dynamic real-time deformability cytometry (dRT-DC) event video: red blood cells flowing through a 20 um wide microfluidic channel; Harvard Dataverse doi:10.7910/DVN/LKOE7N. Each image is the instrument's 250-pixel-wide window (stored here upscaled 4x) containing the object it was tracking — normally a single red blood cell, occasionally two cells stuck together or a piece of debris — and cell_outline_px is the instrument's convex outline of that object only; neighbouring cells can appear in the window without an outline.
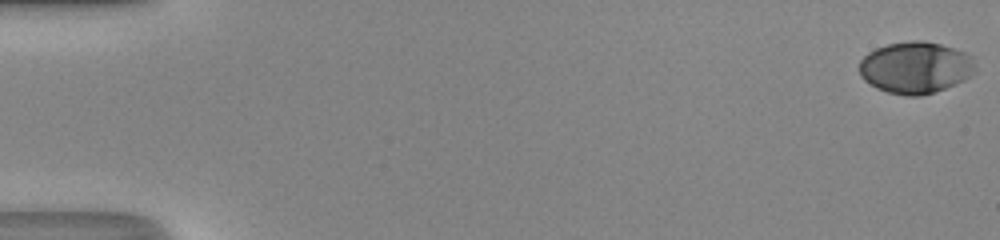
{"species": "human", "species_latin": "Homo sapiens", "temperature_condition": "room temperature", "stored_images_in_passage": 50, "camera_frame_rate_fps": 3000, "um_per_image_px": 0.085, "donor": {"sex": "male"}, "frame": {"image": 1, "passage_image": 1, "time_ms": 0.0, "image_size_px": [1000, 240], "cell_outline_px": [[976, 72], [964, 80], [944, 88], [920, 96], [908, 96], [888, 92], [876, 88], [864, 80], [860, 76], [860, 60], [868, 52], [876, 48], [888, 44], [912, 40], [920, 40], [940, 44], [964, 52], [972, 56]], "centroid_in_image_um": [77.8, 5.74], "position_along_channel_um": 7.2, "area_um2": 34.85}}
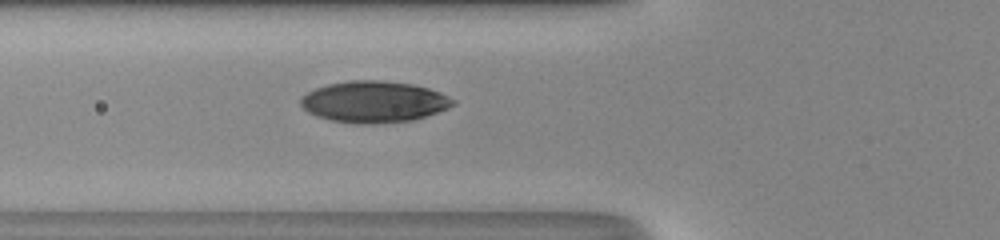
{"frame": {"image": 2, "passage_image": 20, "time_ms": 6.333, "image_size_px": [1000, 240], "cell_outline_px": [[456, 104], [448, 108], [412, 120], [376, 124], [356, 124], [332, 120], [316, 116], [308, 112], [300, 104], [300, 100], [308, 92], [316, 88], [328, 84], [348, 80], [380, 80], [412, 84], [428, 88], [440, 92], [456, 100]], "centroid_in_image_um": [31.79, 8.65], "position_along_channel_um": 94.0, "area_um2": 36.7}}
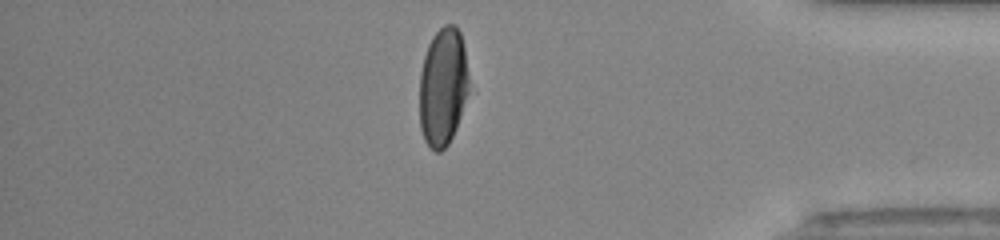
{"frame": {"image": 3, "passage_image": 43, "time_ms": 14.0, "image_size_px": [1000, 240], "cell_outline_px": [[468, 92], [456, 128], [448, 144], [440, 152], [436, 152], [424, 140], [420, 128], [420, 72], [424, 56], [428, 44], [432, 36], [444, 24], [456, 24], [460, 32], [464, 48], [468, 76]], "centroid_in_image_um": [37.64, 7.35], "position_along_channel_um": 397.6, "area_um2": 33.99}, "authors_computed_cell_mechanics": {"area_um2": 35.4314, "velocity_mm_per_s": 4.3379, "shape_relaxation_time_tau1_ms": 3.2875, "shape_relaxation_time_tau2_ms": null, "deformation_change_tau1": 0.1763, "deformation_change_tau2": null}}